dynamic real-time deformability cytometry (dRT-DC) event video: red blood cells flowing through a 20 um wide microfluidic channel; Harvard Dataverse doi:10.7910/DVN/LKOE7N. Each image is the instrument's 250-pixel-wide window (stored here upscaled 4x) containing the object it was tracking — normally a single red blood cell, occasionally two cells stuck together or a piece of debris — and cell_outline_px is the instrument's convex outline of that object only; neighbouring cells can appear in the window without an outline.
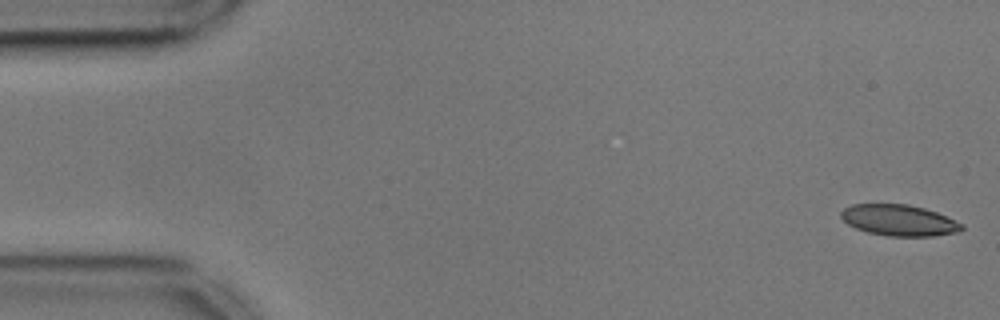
{"species": "common noctule bat (a hibernating species)", "species_latin": "Nyctalus noctula", "temperature_condition": "cold", "stored_images_in_passage": 12, "camera_frame_rate_fps": 3000, "um_per_image_px": 0.085, "animal": {"sex": "male", "body_mass_g": 17.9, "forearm_length_mm": 54.2}, "frame": {"image": 1, "passage_image": 1, "time_ms": 0.0, "image_size_px": [1000, 320], "cell_outline_px": [[964, 228], [960, 232], [932, 236], [888, 236], [868, 232], [856, 228], [848, 224], [840, 216], [840, 212], [844, 208], [852, 204], [908, 204], [924, 208], [936, 212], [964, 224]], "centroid_in_image_um": [76.43, 18.72], "position_along_channel_um": 8.6, "area_um2": 21.91}}
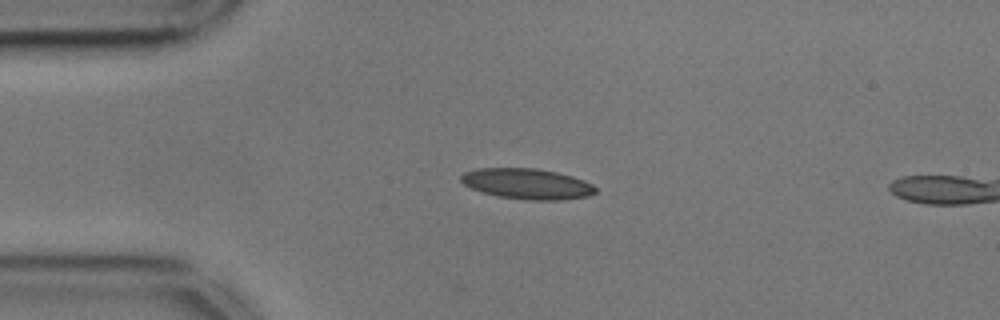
{"frame": {"image": 2, "passage_image": 12, "time_ms": 3.667, "image_size_px": [1000, 320], "cell_outline_px": [[596, 192], [588, 196], [560, 200], [528, 200], [500, 196], [484, 192], [472, 188], [464, 184], [460, 180], [460, 176], [464, 172], [476, 168], [536, 168], [556, 172], [572, 176], [584, 180], [592, 184], [596, 188]], "centroid_in_image_um": [44.81, 15.61], "position_along_channel_um": 40.2, "area_um2": 23.87}}